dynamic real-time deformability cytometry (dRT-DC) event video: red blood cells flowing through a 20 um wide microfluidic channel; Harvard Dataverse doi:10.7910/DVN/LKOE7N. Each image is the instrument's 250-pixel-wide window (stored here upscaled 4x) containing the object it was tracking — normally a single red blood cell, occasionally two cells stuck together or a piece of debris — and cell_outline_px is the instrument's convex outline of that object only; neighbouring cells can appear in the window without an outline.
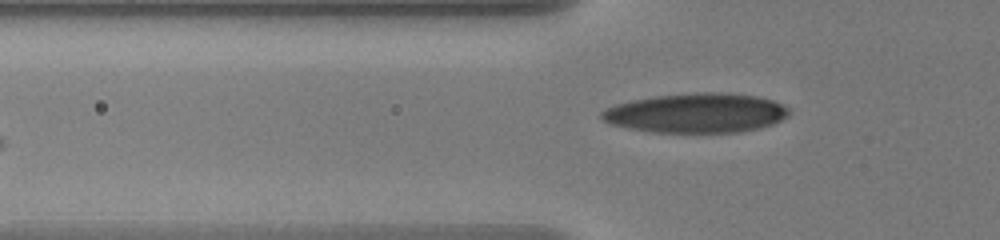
{"species": "human", "species_latin": "Homo sapiens", "temperature_condition": "warm", "stored_images_in_passage": 7, "segment_of_instrument_passage": [2, 2], "camera_frame_rate_fps": 3000, "um_per_image_px": 0.085, "donor": {"sex": "male"}, "frame": {"image": 1, "passage_image": 7, "time_ms": 2.0, "image_size_px": [1000, 240], "cell_outline_px": [[788, 116], [772, 124], [760, 128], [740, 132], [652, 132], [628, 128], [608, 124], [600, 116], [600, 112], [604, 108], [616, 104], [632, 100], [656, 96], [700, 92], [728, 92], [756, 96], [772, 100], [788, 108]], "centroid_in_image_um": [59.15, 9.6], "position_along_channel_um": 66.6, "area_um2": 43.18}}